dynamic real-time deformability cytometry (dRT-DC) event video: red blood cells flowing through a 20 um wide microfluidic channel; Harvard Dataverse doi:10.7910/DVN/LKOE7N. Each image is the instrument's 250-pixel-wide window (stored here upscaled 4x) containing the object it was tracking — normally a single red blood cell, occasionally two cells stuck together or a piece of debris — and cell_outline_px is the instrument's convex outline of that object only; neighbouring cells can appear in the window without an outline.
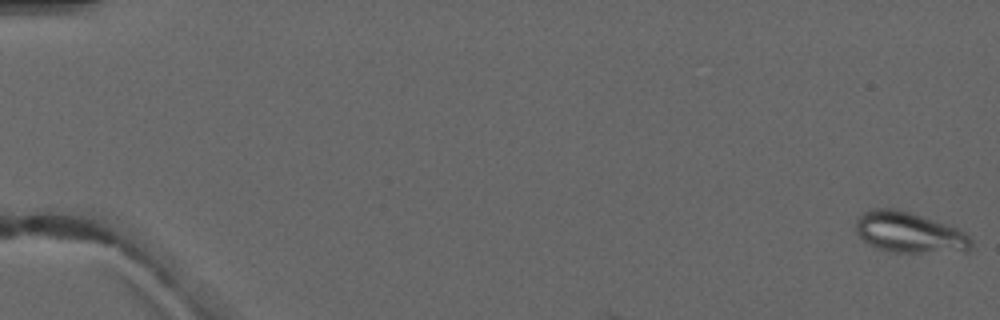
{"species": "common noctule bat (a hibernating species)", "species_latin": "Nyctalus noctula", "temperature_condition": "warm", "stored_images_in_passage": 9, "camera_frame_rate_fps": 3000, "um_per_image_px": 0.085, "animal": {"sex": "male", "forearm_length_mm": 52.5}, "frame": {"image": 1, "passage_image": 1, "time_ms": 0.0, "image_size_px": [1000, 320], "cell_outline_px": [[972, 244], [968, 252], [892, 252], [876, 248], [864, 240], [856, 232], [856, 220], [864, 212], [872, 208], [892, 208], [908, 212], [956, 228], [964, 232], [972, 240]], "centroid_in_image_um": [77.29, 19.78], "position_along_channel_um": 7.7, "area_um2": 27.05}}
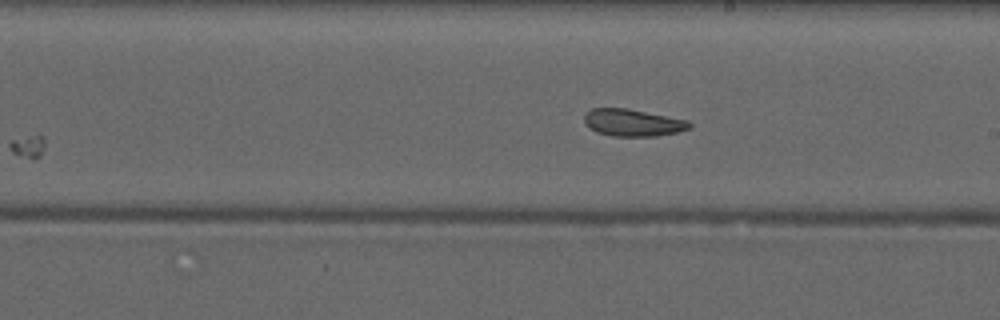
{"frame": {"image": 2, "passage_image": 8, "time_ms": 9.667, "image_size_px": [1000, 320], "cell_outline_px": [[692, 128], [676, 132], [656, 136], [612, 136], [596, 132], [584, 124], [584, 116], [592, 108], [624, 108], [688, 120], [692, 124]], "centroid_in_image_um": [53.78, 10.43], "position_along_channel_um": 235.2, "area_um2": 16.53}}
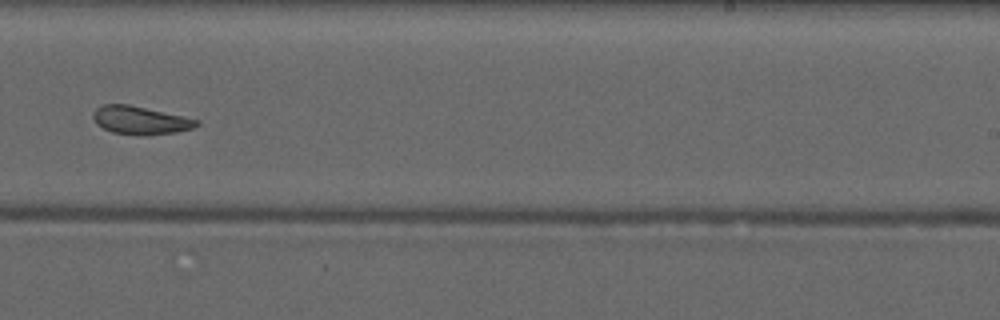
{"frame": {"image": 3, "passage_image": 9, "time_ms": 10.667, "image_size_px": [1000, 320], "cell_outline_px": [[200, 124], [192, 128], [176, 132], [112, 132], [96, 124], [92, 116], [92, 112], [100, 104], [128, 104], [184, 116], [200, 120]], "centroid_in_image_um": [11.89, 10.15], "position_along_channel_um": 277.1, "area_um2": 16.18}}